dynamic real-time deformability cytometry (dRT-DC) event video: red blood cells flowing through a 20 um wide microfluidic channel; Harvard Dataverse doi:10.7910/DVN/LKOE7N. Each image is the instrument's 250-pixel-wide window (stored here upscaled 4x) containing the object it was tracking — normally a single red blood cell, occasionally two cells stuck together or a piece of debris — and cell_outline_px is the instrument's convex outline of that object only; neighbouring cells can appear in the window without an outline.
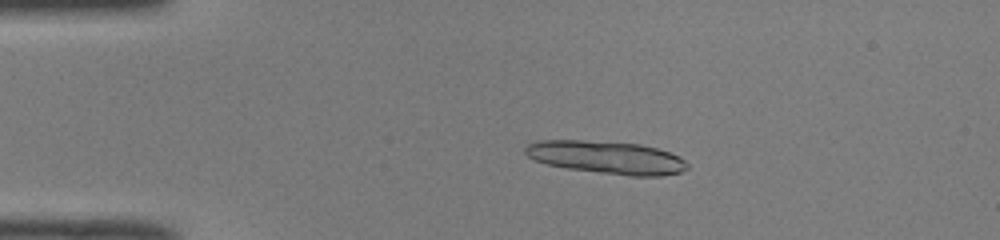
{"species": "common noctule bat (a hibernating species)", "species_latin": "Nyctalus noctula", "temperature_condition": "room temperature", "stored_images_in_passage": 12, "camera_frame_rate_fps": 3000, "um_per_image_px": 0.085, "animal": {"sex": "male", "body_mass_g": 19.0, "forearm_length_mm": 50.8}, "frame": {"image": 1, "passage_image": 3, "time_ms": 0.667, "image_size_px": [1000, 240], "cell_outline_px": [[688, 168], [680, 172], [660, 176], [632, 176], [568, 168], [548, 164], [536, 160], [528, 156], [524, 152], [524, 148], [528, 144], [536, 140], [584, 140], [640, 144], [656, 148], [680, 156], [688, 164]], "centroid_in_image_um": [51.56, 13.37], "position_along_channel_um": 33.4, "area_um2": 30.81}}